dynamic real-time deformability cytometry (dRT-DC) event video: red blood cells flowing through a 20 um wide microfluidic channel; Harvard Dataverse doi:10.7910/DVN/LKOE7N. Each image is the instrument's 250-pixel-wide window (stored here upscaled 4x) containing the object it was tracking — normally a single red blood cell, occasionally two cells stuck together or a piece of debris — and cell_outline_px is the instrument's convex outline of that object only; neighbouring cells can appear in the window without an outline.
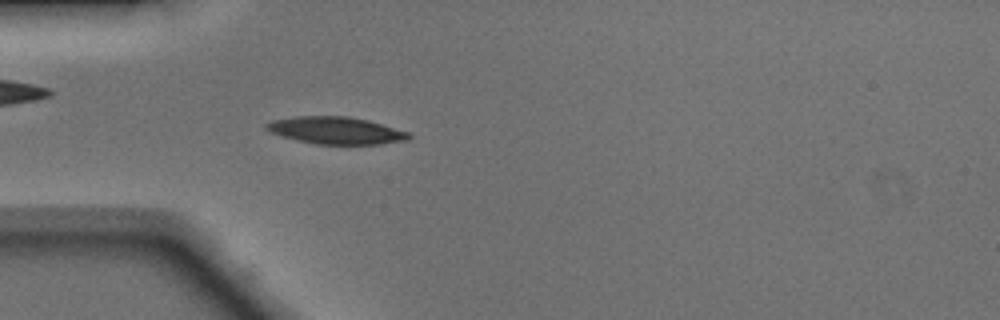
{"species": "Egyptian fruit bat (a non-hibernating species)", "species_latin": "Rousettus aegyptiacus", "temperature_condition": "warm", "stored_images_in_passage": 38, "camera_frame_rate_fps": 3000, "um_per_image_px": 0.085, "animal": {"sex": "male"}, "frame": {"image": 1, "passage_image": 8, "time_ms": 2.333, "image_size_px": [1000, 320], "cell_outline_px": [[412, 136], [408, 140], [380, 144], [316, 144], [296, 140], [272, 132], [264, 128], [264, 124], [272, 120], [296, 116], [348, 116], [368, 120], [408, 132]], "centroid_in_image_um": [28.55, 11.08], "position_along_channel_um": 56.5, "area_um2": 22.48}}
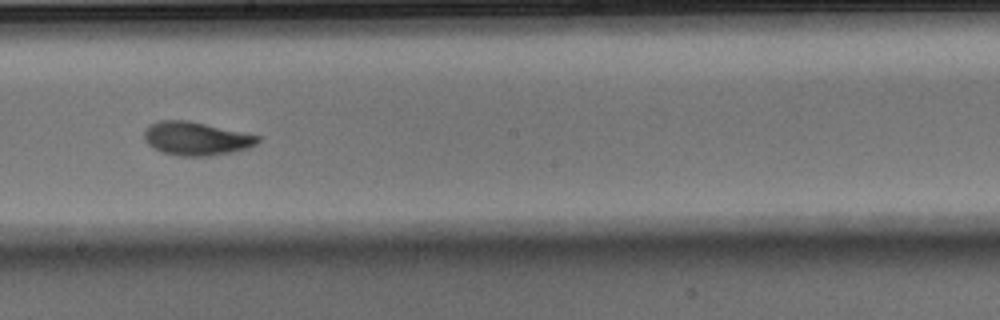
{"frame": {"image": 2, "passage_image": 21, "time_ms": 6.667, "image_size_px": [1000, 320], "cell_outline_px": [[260, 140], [256, 144], [248, 148], [232, 152], [208, 156], [180, 156], [164, 152], [152, 148], [144, 140], [144, 128], [148, 124], [160, 120], [188, 120], [260, 136]], "centroid_in_image_um": [16.63, 11.77], "position_along_channel_um": 231.6, "area_um2": 22.2}}
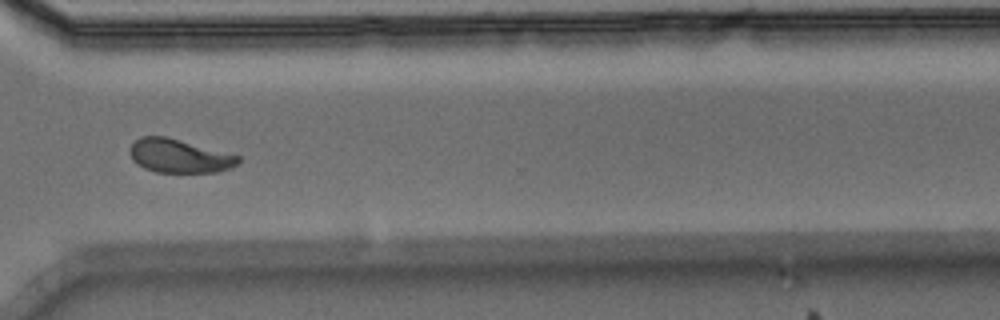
{"frame": {"image": 3, "passage_image": 30, "time_ms": 9.667, "image_size_px": [1000, 320], "cell_outline_px": [[240, 160], [232, 168], [216, 172], [156, 172], [144, 168], [136, 164], [132, 160], [128, 152], [128, 148], [140, 136], [164, 136], [240, 156]], "centroid_in_image_um": [15.18, 13.26], "position_along_channel_um": 355.4, "area_um2": 21.15}, "authors_computed_cell_mechanics": {"area_um2": 21.5016, "velocity_mm_per_s": 4.1354, "shape_relaxation_time_tau1_ms": 2.8721, "shape_relaxation_time_tau2_ms": 1.7595, "deformation_change_tau1": 0.1349, "deformation_change_tau2": 0.0712}}